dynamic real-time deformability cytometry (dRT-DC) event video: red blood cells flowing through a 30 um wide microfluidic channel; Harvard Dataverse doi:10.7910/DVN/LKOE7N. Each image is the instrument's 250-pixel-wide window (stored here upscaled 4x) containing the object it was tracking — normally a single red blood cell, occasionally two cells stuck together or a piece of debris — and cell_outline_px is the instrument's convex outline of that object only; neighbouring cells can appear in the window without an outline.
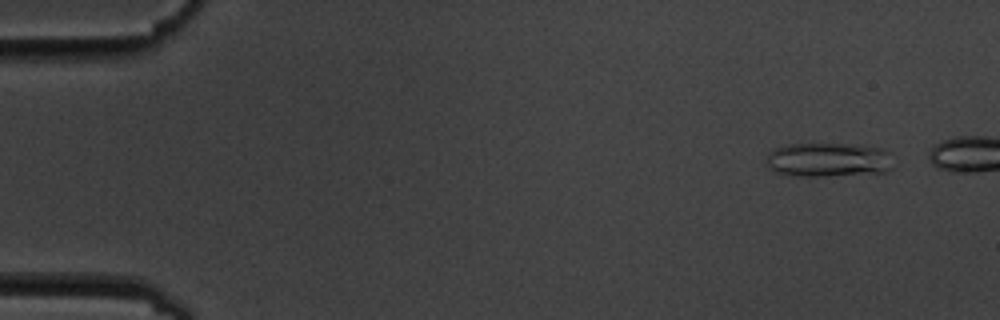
{"species": "common noctule bat (a hibernating species)", "species_latin": "Nyctalus noctula", "temperature_condition": "cold", "stored_images_in_passage": 5, "camera_frame_rate_fps": 3000, "um_per_image_px": 0.085, "animal": {"sex": "male", "body_mass_g": 19.5, "forearm_length_mm": 54.6}, "frame": {"image": 1, "passage_image": 1, "time_ms": 0.0, "image_size_px": [1000, 320], "cell_outline_px": [[892, 168], [888, 172], [824, 176], [796, 176], [776, 172], [768, 168], [764, 164], [768, 152], [772, 148], [784, 144], [860, 144], [884, 148], [888, 152]], "centroid_in_image_um": [70.36, 13.57], "position_along_channel_um": 14.6, "area_um2": 25.84}}